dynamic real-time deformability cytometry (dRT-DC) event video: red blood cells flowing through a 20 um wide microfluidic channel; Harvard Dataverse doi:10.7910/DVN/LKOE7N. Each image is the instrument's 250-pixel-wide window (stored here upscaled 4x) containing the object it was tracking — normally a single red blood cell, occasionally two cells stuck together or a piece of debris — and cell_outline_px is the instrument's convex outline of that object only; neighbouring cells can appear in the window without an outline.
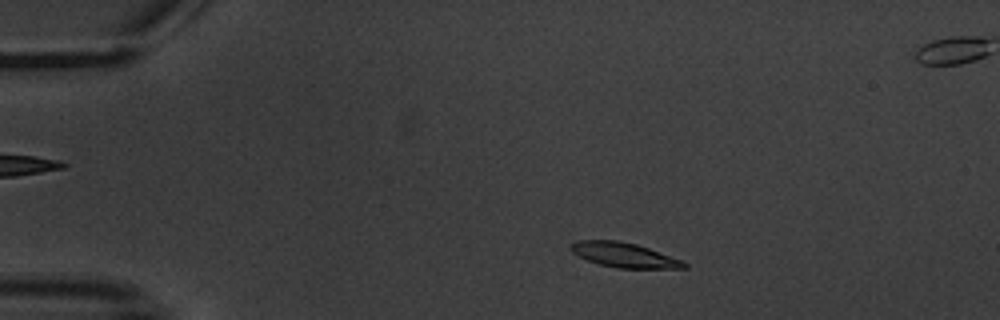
{"species": "common noctule bat (a hibernating species)", "species_latin": "Nyctalus noctula", "temperature_condition": "warm", "stored_images_in_passage": 4, "camera_frame_rate_fps": 3000, "um_per_image_px": 0.085, "animal": {"sex": "male", "body_mass_g": 20.1, "forearm_length_mm": 53.5}, "frame": {"image": 1, "passage_image": 2, "time_ms": 1.0, "image_size_px": [1000, 320], "cell_outline_px": [[688, 268], [616, 268], [600, 264], [588, 260], [572, 252], [568, 248], [576, 240], [616, 240], [636, 244], [648, 248], [680, 260], [688, 264]], "centroid_in_image_um": [53.02, 21.67], "position_along_channel_um": 32.0, "area_um2": 16.07}}